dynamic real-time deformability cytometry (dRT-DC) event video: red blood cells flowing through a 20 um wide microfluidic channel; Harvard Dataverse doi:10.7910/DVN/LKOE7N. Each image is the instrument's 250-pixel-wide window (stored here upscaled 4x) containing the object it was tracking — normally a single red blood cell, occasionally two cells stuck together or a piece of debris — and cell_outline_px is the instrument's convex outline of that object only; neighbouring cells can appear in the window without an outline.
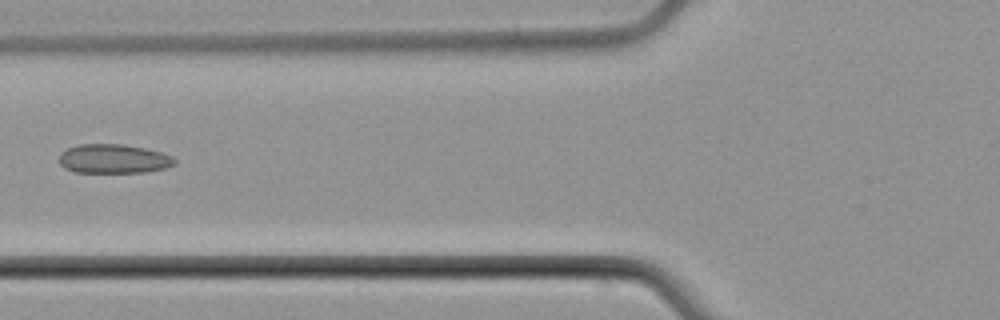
{"species": "common noctule bat (a hibernating species)", "species_latin": "Nyctalus noctula", "temperature_condition": "cold", "stored_images_in_passage": 6, "camera_frame_rate_fps": 3000, "um_per_image_px": 0.085, "animal": {"sex": "male", "body_mass_g": 21.5, "forearm_length_mm": 52.0}, "frame": {"image": 1, "passage_image": 6, "time_ms": 6.333, "image_size_px": [1000, 320], "cell_outline_px": [[176, 164], [164, 168], [144, 172], [76, 172], [64, 168], [60, 164], [60, 152], [76, 144], [124, 144], [144, 148], [160, 152], [172, 156], [176, 160]], "centroid_in_image_um": [9.64, 13.49], "position_along_channel_um": 116.2, "area_um2": 19.59}}